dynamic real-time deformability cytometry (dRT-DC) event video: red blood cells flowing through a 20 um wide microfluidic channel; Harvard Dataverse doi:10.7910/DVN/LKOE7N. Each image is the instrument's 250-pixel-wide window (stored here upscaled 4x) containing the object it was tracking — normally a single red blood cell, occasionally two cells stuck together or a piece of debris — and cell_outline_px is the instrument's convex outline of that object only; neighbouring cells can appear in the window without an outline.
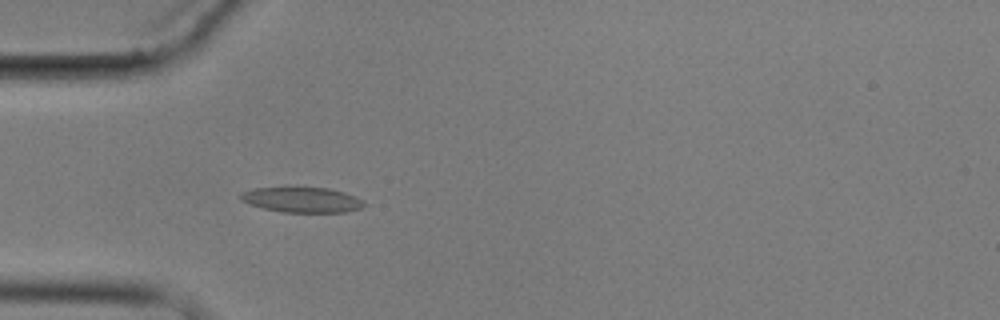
{"species": "common noctule bat (a hibernating species)", "species_latin": "Nyctalus noctula", "temperature_condition": "cold", "stored_images_in_passage": 4, "camera_frame_rate_fps": 3000, "um_per_image_px": 0.085, "animal": {"sex": "male", "body_mass_g": 17.9}, "frame": {"image": 1, "passage_image": 4, "time_ms": 4.333, "image_size_px": [1000, 320], "cell_outline_px": [[364, 204], [360, 208], [344, 212], [280, 212], [264, 208], [240, 200], [240, 192], [256, 188], [328, 188], [344, 192], [356, 196], [364, 200]], "centroid_in_image_um": [25.68, 16.98], "position_along_channel_um": 59.3, "area_um2": 17.92}}